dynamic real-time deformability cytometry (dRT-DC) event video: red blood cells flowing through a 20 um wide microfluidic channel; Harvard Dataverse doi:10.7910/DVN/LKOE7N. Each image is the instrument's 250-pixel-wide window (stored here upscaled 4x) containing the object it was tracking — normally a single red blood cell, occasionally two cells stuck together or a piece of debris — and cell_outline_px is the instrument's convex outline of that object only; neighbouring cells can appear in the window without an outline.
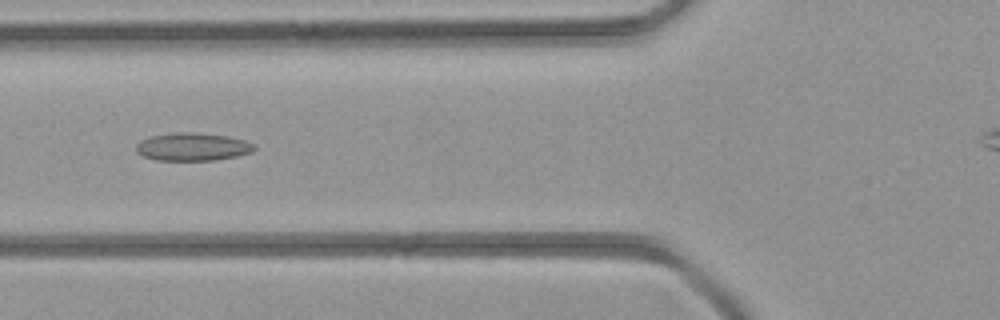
{"species": "common noctule bat (a hibernating species)", "species_latin": "Nyctalus noctula", "temperature_condition": "room temperature", "stored_images_in_passage": 39, "camera_frame_rate_fps": 3000, "um_per_image_px": 0.085, "animal": {"sex": "female", "body_mass_g": 21.9}, "frame": {"image": 1, "passage_image": 16, "time_ms": 5.0, "image_size_px": [1000, 320], "cell_outline_px": [[256, 148], [252, 152], [236, 156], [216, 160], [156, 160], [144, 156], [136, 152], [136, 144], [140, 140], [152, 136], [176, 132], [192, 132], [228, 136], [244, 140], [252, 144]], "centroid_in_image_um": [16.35, 12.48], "position_along_channel_um": 109.4, "area_um2": 19.13}}
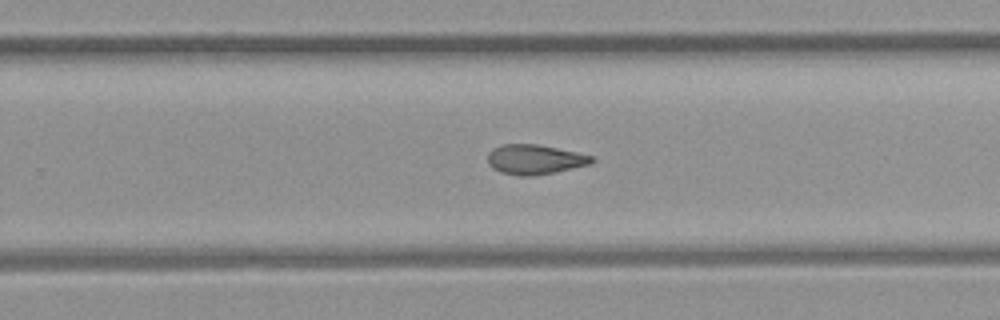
{"frame": {"image": 2, "passage_image": 27, "time_ms": 8.667, "image_size_px": [1000, 320], "cell_outline_px": [[596, 160], [592, 164], [556, 172], [532, 176], [520, 176], [500, 172], [492, 168], [488, 164], [488, 152], [492, 148], [500, 144], [536, 144], [576, 152], [592, 156]], "centroid_in_image_um": [45.44, 13.56], "position_along_channel_um": 284.4, "area_um2": 18.21}}
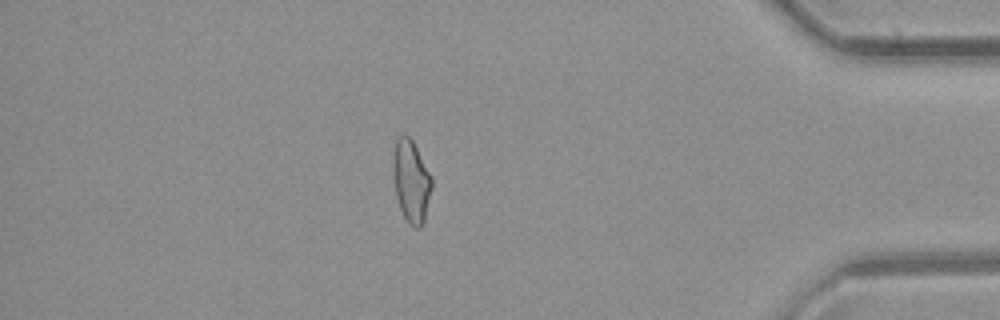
{"frame": {"image": 3, "passage_image": 37, "time_ms": 12.0, "image_size_px": [1000, 320], "cell_outline_px": [[432, 188], [424, 220], [420, 228], [416, 228], [408, 224], [400, 208], [396, 196], [392, 164], [392, 156], [396, 140], [404, 132], [412, 140], [432, 176]], "centroid_in_image_um": [34.94, 15.38], "position_along_channel_um": 400.3, "area_um2": 18.61}}